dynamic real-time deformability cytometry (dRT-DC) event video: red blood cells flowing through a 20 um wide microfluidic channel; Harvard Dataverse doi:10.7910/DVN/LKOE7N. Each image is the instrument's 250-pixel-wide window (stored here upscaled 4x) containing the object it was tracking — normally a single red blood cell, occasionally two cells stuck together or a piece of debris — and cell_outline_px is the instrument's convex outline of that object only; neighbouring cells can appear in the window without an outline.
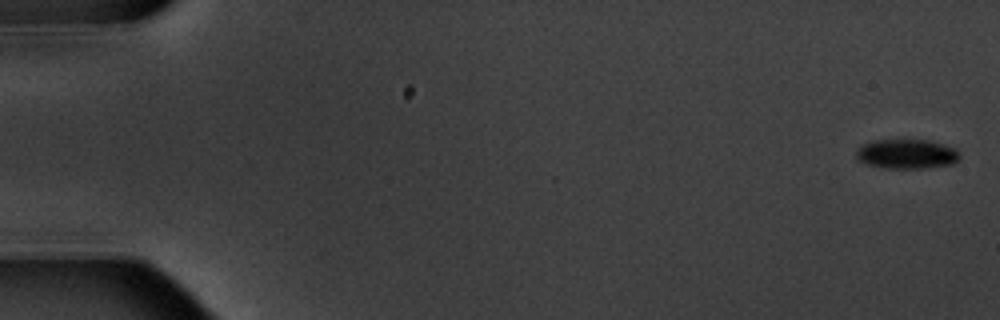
{"species": "common noctule bat (a hibernating species)", "species_latin": "Nyctalus noctula", "temperature_condition": "warm", "stored_images_in_passage": 7, "camera_frame_rate_fps": 3000, "um_per_image_px": 0.085, "animal": {"sex": "male", "body_mass_g": 20.1, "forearm_length_mm": 53.5}, "frame": {"image": 1, "passage_image": 1, "time_ms": 0.0, "image_size_px": [1000, 320], "cell_outline_px": [[960, 156], [956, 164], [924, 168], [880, 168], [868, 164], [860, 160], [856, 152], [864, 144], [876, 140], [928, 140], [956, 148], [960, 152]], "centroid_in_image_um": [77.15, 13.1], "position_along_channel_um": 7.8, "area_um2": 17.74}}
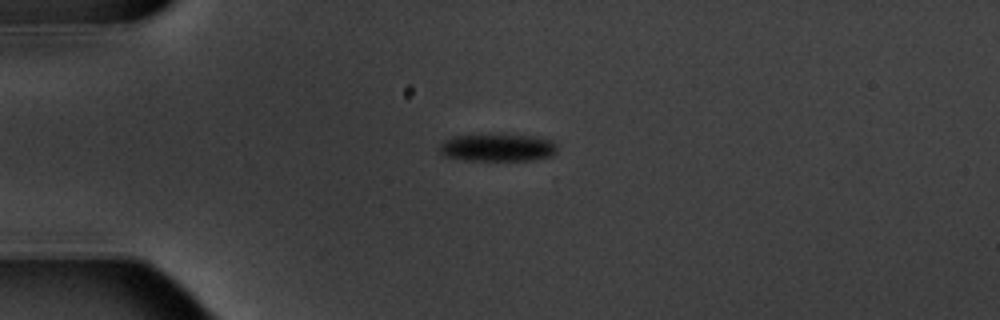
{"frame": {"image": 2, "passage_image": 5, "time_ms": 4.667, "image_size_px": [1000, 320], "cell_outline_px": [[556, 152], [552, 156], [532, 160], [464, 160], [444, 156], [440, 152], [440, 144], [444, 140], [452, 136], [536, 136], [552, 140], [556, 144]], "centroid_in_image_um": [42.31, 12.57], "position_along_channel_um": 42.7, "area_um2": 18.5}}
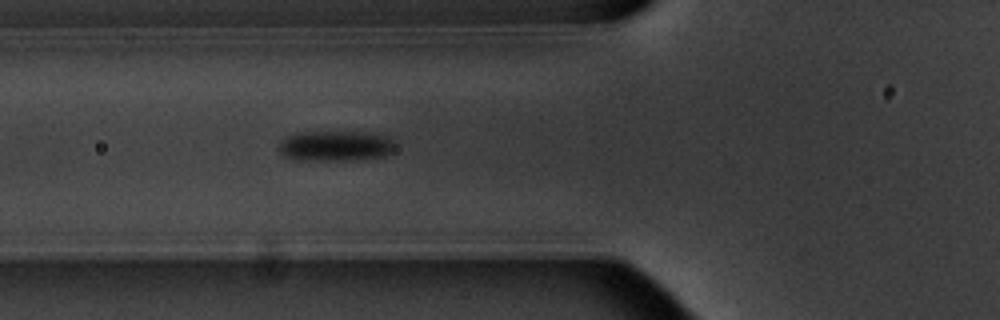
{"frame": {"image": 3, "passage_image": 7, "time_ms": 7.0, "image_size_px": [1000, 320], "cell_outline_px": [[396, 148], [384, 156], [344, 160], [296, 160], [284, 156], [276, 148], [280, 140], [288, 136], [300, 132], [364, 132], [388, 136], [396, 140]], "centroid_in_image_um": [28.51, 12.39], "position_along_channel_um": 97.3, "area_um2": 20.81}}